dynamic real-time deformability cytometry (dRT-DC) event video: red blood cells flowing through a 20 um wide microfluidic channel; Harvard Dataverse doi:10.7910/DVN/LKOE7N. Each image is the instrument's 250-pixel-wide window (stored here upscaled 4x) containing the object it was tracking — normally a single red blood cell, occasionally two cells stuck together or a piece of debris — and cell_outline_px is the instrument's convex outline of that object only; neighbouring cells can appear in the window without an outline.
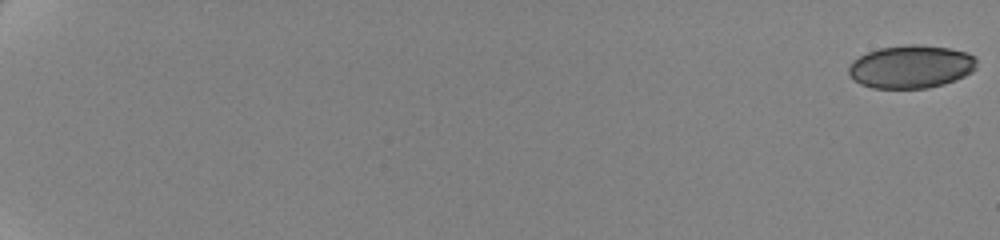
{"species": "human", "species_latin": "Homo sapiens", "temperature_condition": "cold", "stored_images_in_passage": 62, "camera_frame_rate_fps": 3000, "um_per_image_px": 0.085, "donor": {"sex": "female"}, "frame": {"image": 1, "passage_image": 1, "time_ms": 0.0, "image_size_px": [1000, 240], "cell_outline_px": [[976, 68], [972, 72], [956, 80], [944, 84], [928, 88], [872, 88], [860, 84], [848, 72], [848, 68], [852, 60], [868, 52], [880, 48], [904, 44], [916, 44], [948, 48], [968, 52], [976, 56]], "centroid_in_image_um": [77.46, 5.66], "position_along_channel_um": 7.5, "area_um2": 32.25}}
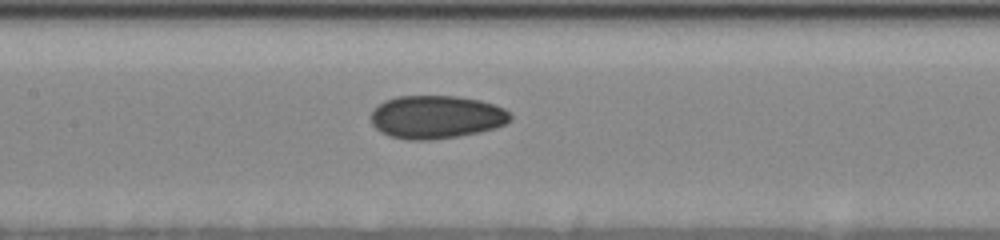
{"frame": {"image": 2, "passage_image": 35, "time_ms": 11.333, "image_size_px": [1000, 240], "cell_outline_px": [[512, 120], [496, 128], [480, 132], [432, 140], [408, 140], [388, 136], [380, 132], [372, 124], [372, 108], [384, 100], [396, 96], [460, 96], [480, 100], [496, 104], [504, 108], [512, 116]], "centroid_in_image_um": [37.08, 9.94], "position_along_channel_um": 170.3, "area_um2": 35.43}}
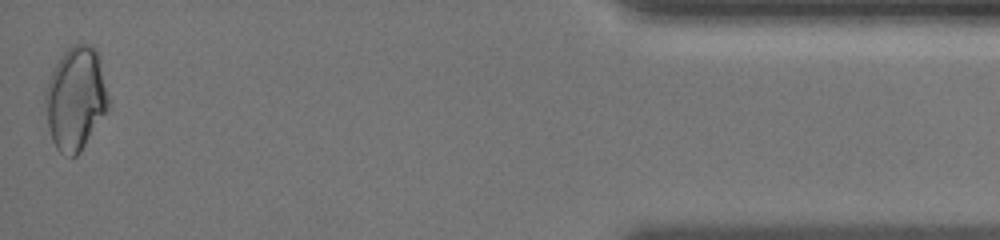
{"frame": {"image": 3, "passage_image": 62, "time_ms": 20.333, "image_size_px": [1000, 240], "cell_outline_px": [[108, 108], [80, 152], [76, 156], [72, 156], [60, 152], [56, 148], [52, 140], [48, 124], [44, 100], [44, 92], [48, 80], [60, 56], [72, 44], [92, 44], [100, 56], [108, 100]], "centroid_in_image_um": [6.42, 8.34], "position_along_channel_um": 428.8, "area_um2": 37.69}, "authors_computed_cell_mechanics": {"area_um2": 33.8708, "velocity_mm_per_s": 3.5134, "shape_relaxation_time_tau1_ms": null, "shape_relaxation_time_tau2_ms": 4.3233, "deformation_change_tau1": null, "deformation_change_tau2": 0.0782}}